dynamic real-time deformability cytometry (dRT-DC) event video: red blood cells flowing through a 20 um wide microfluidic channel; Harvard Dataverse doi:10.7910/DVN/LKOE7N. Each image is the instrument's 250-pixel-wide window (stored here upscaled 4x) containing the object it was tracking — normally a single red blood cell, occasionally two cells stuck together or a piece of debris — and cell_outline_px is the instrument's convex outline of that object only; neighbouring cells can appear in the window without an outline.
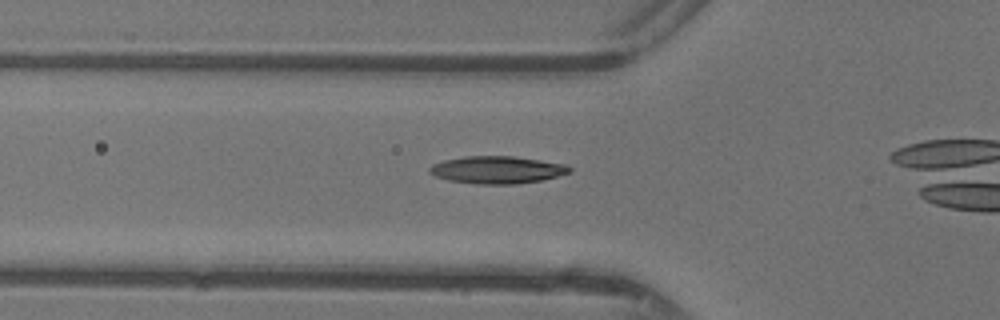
{"species": "common noctule bat (a hibernating species)", "species_latin": "Nyctalus noctula", "temperature_condition": "warm", "stored_images_in_passage": 33, "camera_frame_rate_fps": 3000, "um_per_image_px": 0.085, "animal": {"sex": "female"}, "frame": {"image": 1, "passage_image": 11, "time_ms": 3.333, "image_size_px": [1000, 320], "cell_outline_px": [[572, 172], [540, 180], [516, 184], [476, 184], [448, 180], [436, 176], [428, 172], [428, 168], [432, 164], [444, 160], [464, 156], [512, 156], [564, 164], [572, 168]], "centroid_in_image_um": [42.21, 14.43], "position_along_channel_um": 83.6, "area_um2": 22.25}}
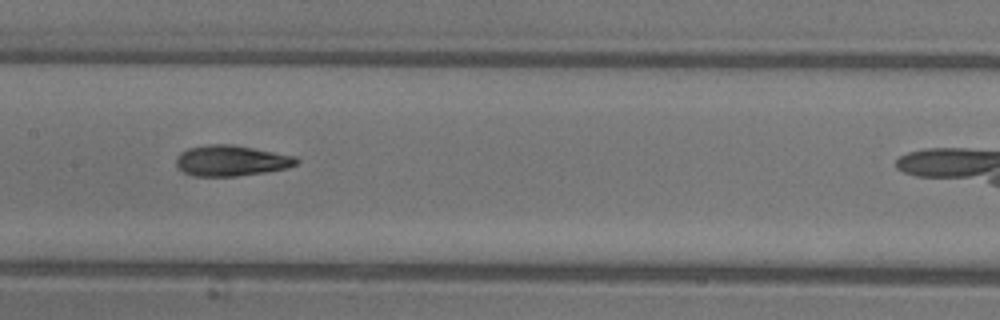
{"frame": {"image": 2, "passage_image": 18, "time_ms": 5.667, "image_size_px": [1000, 320], "cell_outline_px": [[300, 160], [296, 164], [288, 168], [264, 172], [236, 176], [192, 176], [184, 172], [176, 164], [176, 156], [180, 152], [188, 148], [208, 144], [232, 144], [296, 156]], "centroid_in_image_um": [19.65, 13.65], "position_along_channel_um": 187.8, "area_um2": 21.56}}
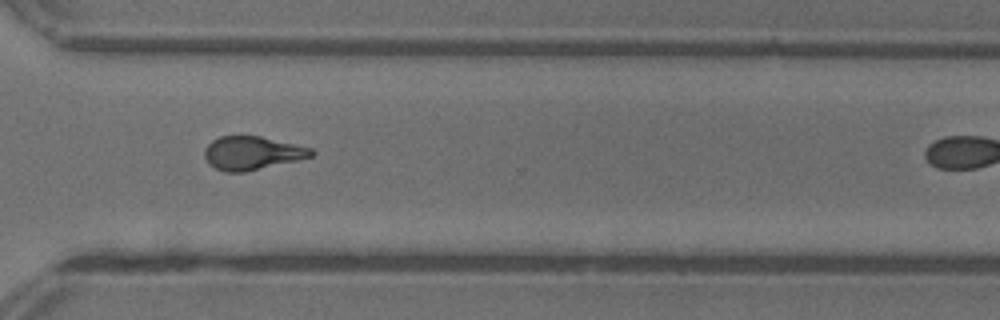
{"frame": {"image": 3, "passage_image": 29, "time_ms": 9.333, "image_size_px": [1000, 320], "cell_outline_px": [[316, 152], [312, 156], [296, 160], [244, 172], [224, 172], [208, 164], [204, 156], [204, 148], [212, 140], [220, 136], [260, 136], [312, 148]], "centroid_in_image_um": [21.39, 13.0], "position_along_channel_um": 349.2, "area_um2": 20.69}}